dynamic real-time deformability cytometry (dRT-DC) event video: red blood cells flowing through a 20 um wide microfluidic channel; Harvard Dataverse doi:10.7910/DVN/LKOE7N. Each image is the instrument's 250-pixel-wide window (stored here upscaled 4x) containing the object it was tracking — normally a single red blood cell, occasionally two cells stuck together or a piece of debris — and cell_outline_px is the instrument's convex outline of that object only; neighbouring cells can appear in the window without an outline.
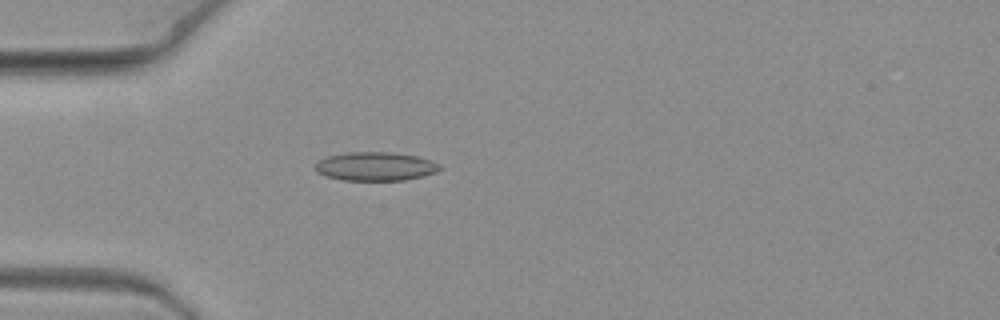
{"species": "common noctule bat (a hibernating species)", "species_latin": "Nyctalus noctula", "temperature_condition": "warm", "stored_images_in_passage": 5, "camera_frame_rate_fps": 3000, "um_per_image_px": 0.085, "animal": {"sex": "female", "body_mass_g": 19.3, "forearm_length_mm": 54.1}, "frame": {"image": 1, "passage_image": 5, "time_ms": 1.333, "image_size_px": [1000, 320], "cell_outline_px": [[440, 168], [436, 172], [404, 180], [340, 180], [324, 176], [316, 172], [316, 164], [320, 160], [328, 156], [348, 152], [392, 152], [416, 156], [432, 160], [440, 164]], "centroid_in_image_um": [31.89, 14.14], "position_along_channel_um": 53.1, "area_um2": 20.75}}